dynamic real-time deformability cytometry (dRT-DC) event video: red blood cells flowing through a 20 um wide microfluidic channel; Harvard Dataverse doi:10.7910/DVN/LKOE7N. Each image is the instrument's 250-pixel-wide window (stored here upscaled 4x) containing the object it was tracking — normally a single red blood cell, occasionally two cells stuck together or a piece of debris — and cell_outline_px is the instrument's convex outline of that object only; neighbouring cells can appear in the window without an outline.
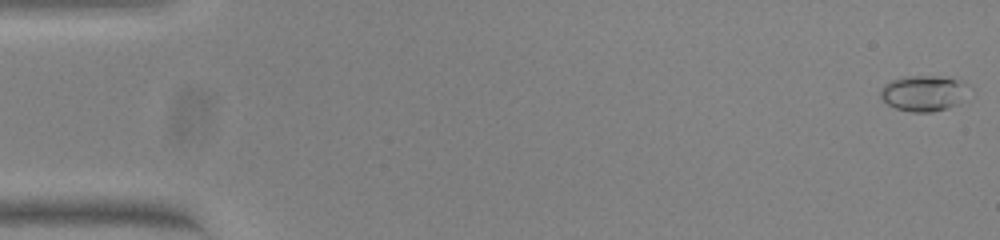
{"species": "common noctule bat (a hibernating species)", "species_latin": "Nyctalus noctula", "temperature_condition": "warm", "stored_images_in_passage": 11, "camera_frame_rate_fps": 3000, "um_per_image_px": 0.085, "animal": {"sex": "female", "body_mass_g": 23.0, "forearm_length_mm": 53.4}, "frame": {"image": 1, "passage_image": 2, "time_ms": 0.333, "image_size_px": [1000, 240], "cell_outline_px": [[964, 84], [960, 104], [948, 108], [932, 112], [912, 112], [896, 108], [888, 104], [880, 96], [880, 92], [884, 84], [892, 80], [904, 76], [936, 76], [964, 80]], "centroid_in_image_um": [78.45, 7.92], "position_along_channel_um": 6.6, "area_um2": 18.03}}